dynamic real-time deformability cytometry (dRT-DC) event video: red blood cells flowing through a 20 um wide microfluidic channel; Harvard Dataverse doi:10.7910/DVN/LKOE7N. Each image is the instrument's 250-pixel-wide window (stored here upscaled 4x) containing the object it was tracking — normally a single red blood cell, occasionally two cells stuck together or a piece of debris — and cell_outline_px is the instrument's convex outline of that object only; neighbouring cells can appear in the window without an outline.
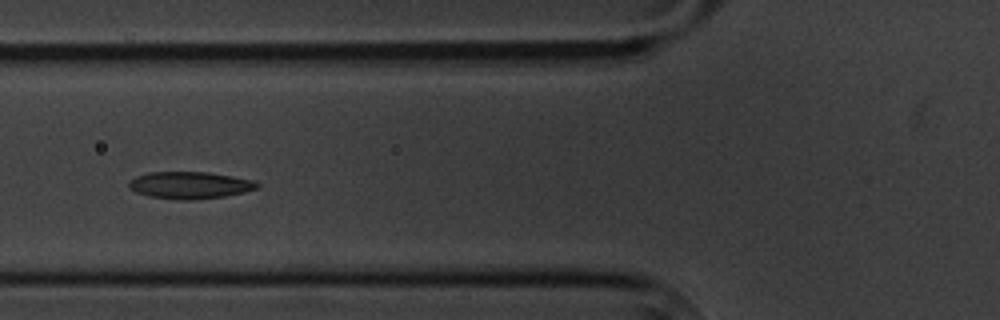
{"species": "common noctule bat (a hibernating species)", "species_latin": "Nyctalus noctula", "temperature_condition": "cold", "stored_images_in_passage": 10, "camera_frame_rate_fps": 3000, "um_per_image_px": 0.085, "animal": {"sex": "male", "body_mass_g": 20.1, "forearm_length_mm": 53.5}, "frame": {"image": 1, "passage_image": 6, "time_ms": 6.667, "image_size_px": [1000, 320], "cell_outline_px": [[260, 184], [256, 188], [244, 192], [224, 196], [188, 200], [180, 200], [148, 196], [136, 192], [128, 188], [128, 184], [136, 176], [148, 172], [208, 172], [256, 180]], "centroid_in_image_um": [16.14, 15.73], "position_along_channel_um": 109.7, "area_um2": 20.17}}
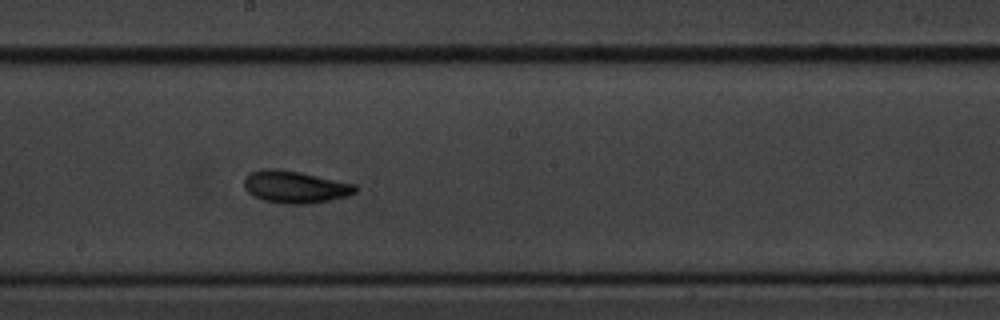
{"frame": {"image": 2, "passage_image": 9, "time_ms": 10.0, "image_size_px": [1000, 320], "cell_outline_px": [[356, 192], [348, 196], [308, 204], [280, 204], [264, 200], [252, 196], [244, 188], [244, 176], [248, 172], [264, 168], [276, 168], [300, 172], [356, 184]], "centroid_in_image_um": [25.03, 15.88], "position_along_channel_um": 223.2, "area_um2": 21.15}}
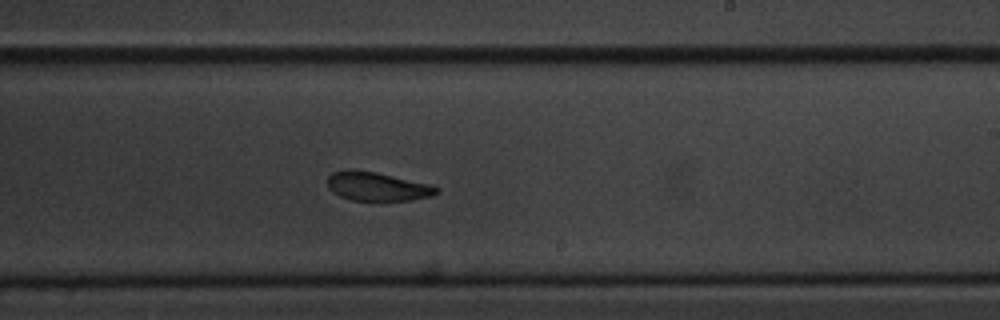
{"frame": {"image": 3, "passage_image": 10, "time_ms": 11.0, "image_size_px": [1000, 320], "cell_outline_px": [[440, 192], [432, 196], [412, 200], [352, 200], [340, 196], [332, 192], [328, 188], [328, 176], [332, 172], [348, 168], [352, 168], [376, 172], [432, 184], [440, 188]], "centroid_in_image_um": [32.08, 15.83], "position_along_channel_um": 256.9, "area_um2": 18.61}}